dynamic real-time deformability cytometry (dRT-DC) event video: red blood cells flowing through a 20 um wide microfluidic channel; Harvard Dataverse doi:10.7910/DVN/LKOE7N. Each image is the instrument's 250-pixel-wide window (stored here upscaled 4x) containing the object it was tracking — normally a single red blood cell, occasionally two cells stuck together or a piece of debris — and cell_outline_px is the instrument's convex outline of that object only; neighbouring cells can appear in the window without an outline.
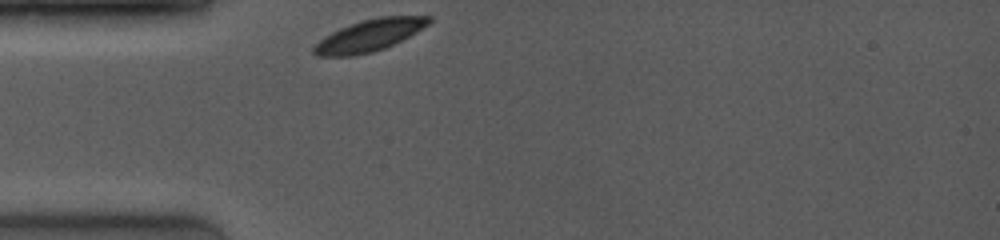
{"species": "common noctule bat (a hibernating species)", "species_latin": "Nyctalus noctula", "temperature_condition": "room temperature", "stored_images_in_passage": 29, "camera_frame_rate_fps": 4000, "um_per_image_px": 0.085, "animal": {"sex": "female", "body_mass_g": 19.0, "forearm_length_mm": 53.3}, "frame": {"image": 1, "passage_image": 1, "time_ms": 0.0, "image_size_px": [1000, 240], "cell_outline_px": [[432, 20], [428, 24], [408, 36], [384, 48], [372, 52], [352, 56], [316, 56], [312, 52], [312, 48], [324, 36], [340, 28], [360, 20], [380, 16], [432, 16]], "centroid_in_image_um": [31.35, 3.01], "position_along_channel_um": 53.6, "area_um2": 21.1}}
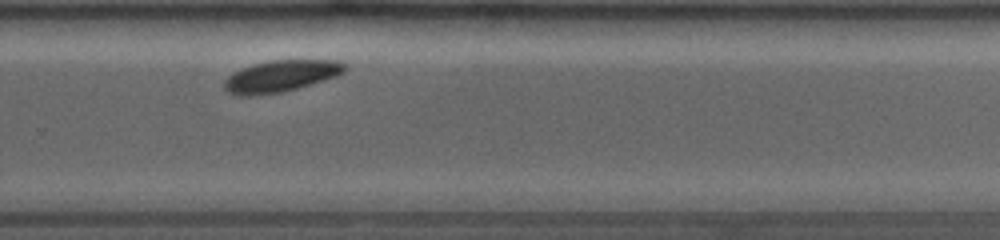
{"frame": {"image": 2, "passage_image": 18, "time_ms": 6.75, "image_size_px": [1000, 240], "cell_outline_px": [[348, 68], [344, 72], [336, 76], [296, 88], [280, 92], [248, 96], [240, 96], [228, 92], [224, 88], [224, 80], [228, 76], [240, 68], [252, 64], [268, 60], [336, 60], [348, 64]], "centroid_in_image_um": [23.86, 6.45], "position_along_channel_um": 305.9, "area_um2": 22.2}}
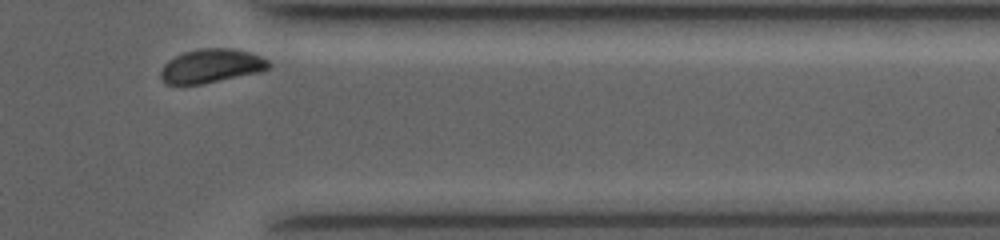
{"frame": {"image": 3, "passage_image": 26, "time_ms": 9.0, "image_size_px": [1000, 240], "cell_outline_px": [[272, 64], [268, 68], [260, 72], [200, 84], [164, 84], [160, 76], [160, 72], [164, 64], [168, 60], [184, 52], [200, 48], [232, 48], [248, 52], [260, 56], [268, 60]], "centroid_in_image_um": [17.95, 5.6], "position_along_channel_um": 393.5, "area_um2": 21.21}}